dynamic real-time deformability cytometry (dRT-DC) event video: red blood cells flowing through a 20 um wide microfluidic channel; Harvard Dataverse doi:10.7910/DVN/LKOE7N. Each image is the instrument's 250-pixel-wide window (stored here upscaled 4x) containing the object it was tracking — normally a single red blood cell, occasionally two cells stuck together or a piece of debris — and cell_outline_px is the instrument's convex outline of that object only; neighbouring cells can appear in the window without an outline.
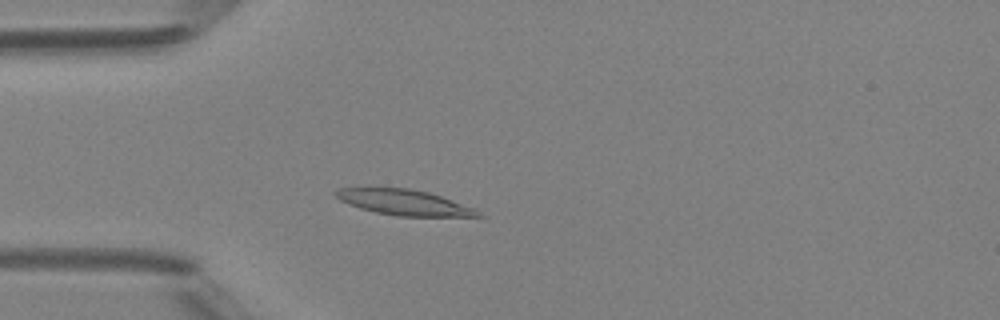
{"species": "Egyptian fruit bat (a non-hibernating species)", "species_latin": "Rousettus aegyptiacus", "temperature_condition": "room temperature", "stored_images_in_passage": 46, "camera_frame_rate_fps": 3000, "um_per_image_px": 0.085, "animal": {"sex": "female"}, "frame": {"image": 1, "passage_image": 11, "time_ms": 3.333, "image_size_px": [1000, 320], "cell_outline_px": [[484, 216], [396, 216], [376, 212], [360, 208], [348, 204], [340, 200], [332, 192], [340, 188], [408, 188], [428, 192], [476, 208]], "centroid_in_image_um": [34.35, 17.2], "position_along_channel_um": 50.7, "area_um2": 20.98}}
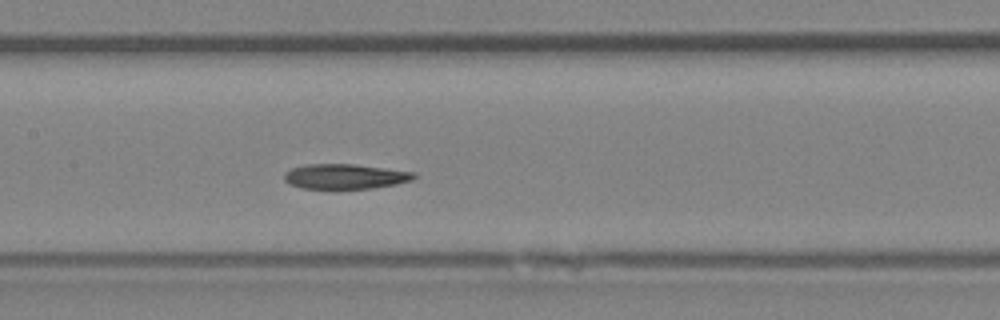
{"frame": {"image": 2, "passage_image": 21, "time_ms": 6.667, "image_size_px": [1000, 320], "cell_outline_px": [[416, 176], [412, 180], [396, 184], [372, 188], [336, 192], [332, 192], [300, 188], [288, 184], [284, 180], [284, 172], [292, 168], [304, 164], [352, 164], [416, 172]], "centroid_in_image_um": [29.25, 15.05], "position_along_channel_um": 178.1, "area_um2": 19.94}}
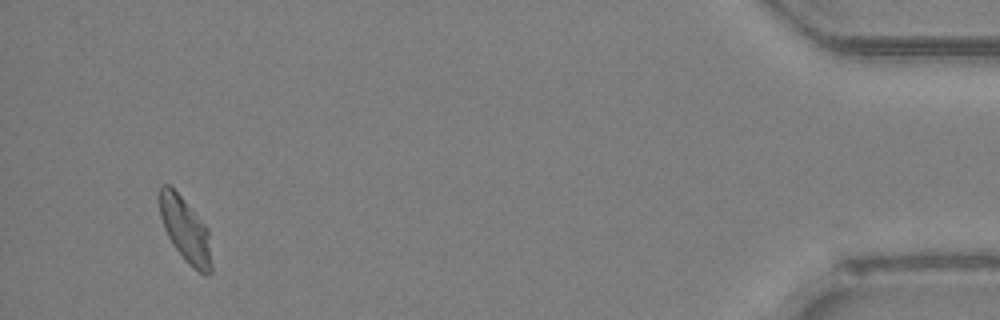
{"frame": {"image": 3, "passage_image": 44, "time_ms": 14.333, "image_size_px": [1000, 320], "cell_outline_px": [[212, 272], [208, 276], [204, 276], [188, 264], [176, 248], [168, 236], [164, 228], [160, 216], [160, 188], [164, 184], [168, 184], [180, 196], [208, 228], [212, 264]], "centroid_in_image_um": [15.79, 19.61], "position_along_channel_um": 419.4, "area_um2": 19.25}, "authors_computed_cell_mechanics": {"area_um2": 19.8543, "velocity_mm_per_s": 4.1648, "shape_relaxation_time_tau1_ms": 5.9089, "shape_relaxation_time_tau2_ms": 2.109, "deformation_change_tau1": 0.1879, "deformation_change_tau2": 0.0575}}